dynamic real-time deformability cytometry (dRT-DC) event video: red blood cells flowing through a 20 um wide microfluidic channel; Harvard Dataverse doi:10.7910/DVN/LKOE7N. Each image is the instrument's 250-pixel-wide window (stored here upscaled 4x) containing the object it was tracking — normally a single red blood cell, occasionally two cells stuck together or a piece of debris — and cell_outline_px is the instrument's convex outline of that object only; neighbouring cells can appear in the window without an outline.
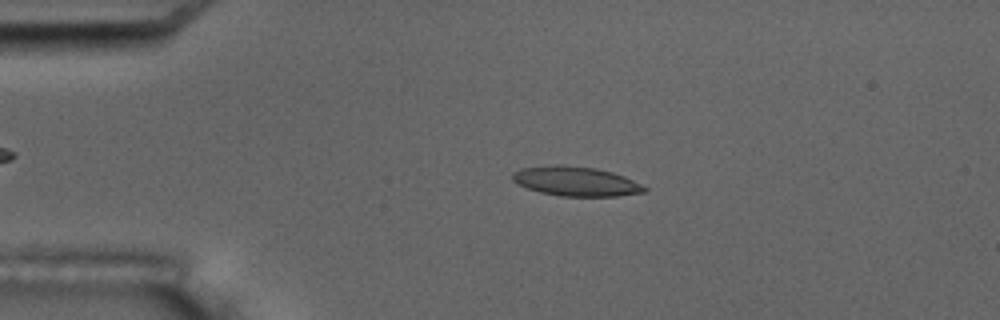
{"species": "common noctule bat (a hibernating species)", "species_latin": "Nyctalus noctula", "temperature_condition": "room temperature", "stored_images_in_passage": 4, "camera_frame_rate_fps": 3000, "um_per_image_px": 0.085, "animal": {"sex": "male", "body_mass_g": 17.5, "forearm_length_mm": 52.3}, "frame": {"image": 1, "passage_image": 2, "time_ms": 1.333, "image_size_px": [1000, 320], "cell_outline_px": [[648, 188], [644, 192], [616, 196], [560, 196], [540, 192], [528, 188], [512, 180], [512, 172], [520, 168], [552, 164], [564, 164], [596, 168], [612, 172], [624, 176]], "centroid_in_image_um": [48.92, 15.39], "position_along_channel_um": 36.1, "area_um2": 22.72}}